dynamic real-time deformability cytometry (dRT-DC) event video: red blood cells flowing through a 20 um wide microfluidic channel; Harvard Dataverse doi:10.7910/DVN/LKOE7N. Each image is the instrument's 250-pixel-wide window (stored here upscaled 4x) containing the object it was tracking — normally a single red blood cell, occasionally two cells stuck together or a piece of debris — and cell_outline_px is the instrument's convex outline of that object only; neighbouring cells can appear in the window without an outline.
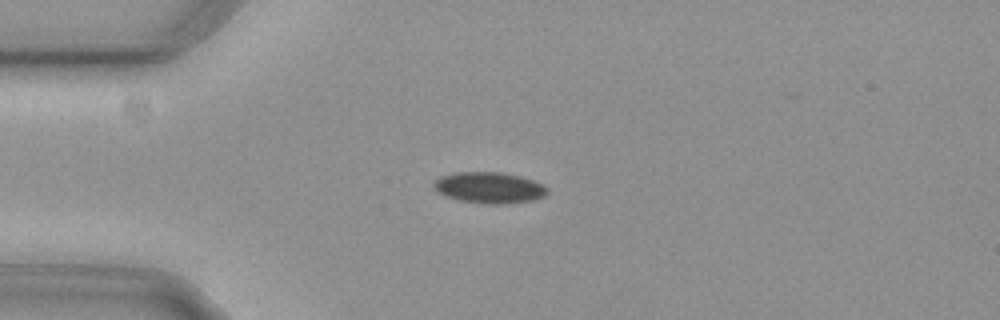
{"species": "common noctule bat (a hibernating species)", "species_latin": "Nyctalus noctula", "temperature_condition": "cold", "stored_images_in_passage": 7, "camera_frame_rate_fps": 3000, "um_per_image_px": 0.085, "animal": {"sex": "female", "body_mass_g": 29.2, "forearm_length_mm": 56.3}, "frame": {"image": 1, "passage_image": 2, "time_ms": 0.333, "image_size_px": [1000, 320], "cell_outline_px": [[548, 192], [544, 196], [532, 200], [508, 204], [488, 204], [460, 200], [444, 196], [436, 192], [432, 188], [432, 180], [440, 176], [456, 172], [500, 172], [520, 176], [544, 184], [548, 188]], "centroid_in_image_um": [41.54, 15.95], "position_along_channel_um": 43.5, "area_um2": 20.92}}
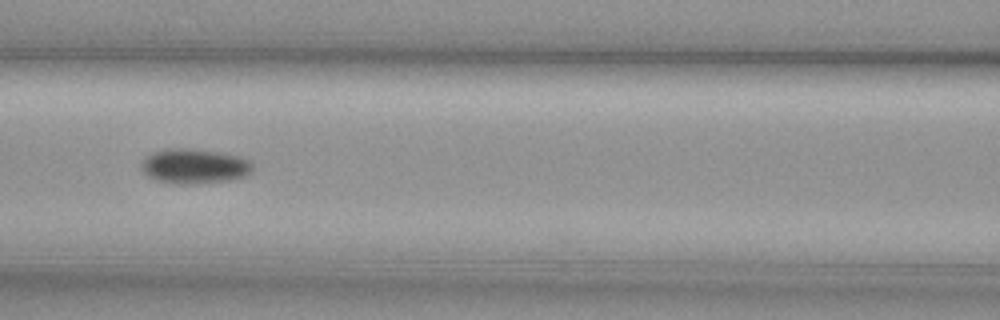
{"frame": {"image": 2, "passage_image": 5, "time_ms": 1.333, "image_size_px": [1000, 320], "cell_outline_px": [[252, 172], [244, 176], [228, 180], [188, 184], [172, 184], [156, 180], [148, 176], [144, 172], [144, 160], [152, 152], [168, 148], [192, 148], [220, 152], [240, 156], [248, 160], [252, 164]], "centroid_in_image_um": [16.55, 14.12], "position_along_channel_um": 150.1, "area_um2": 22.43}}
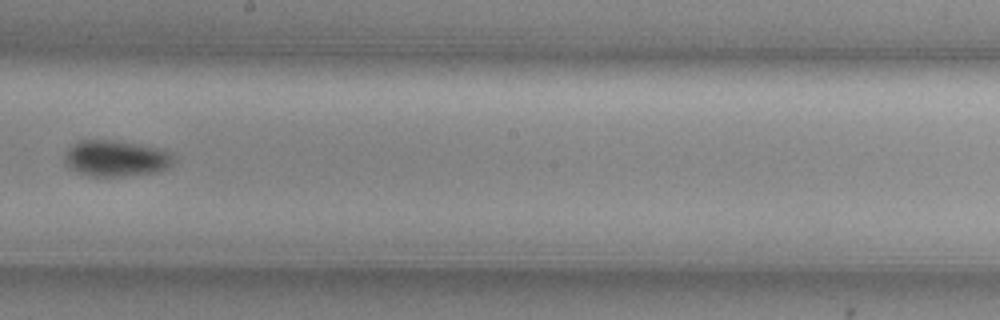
{"frame": {"image": 3, "passage_image": 7, "time_ms": 2.0, "image_size_px": [1000, 320], "cell_outline_px": [[172, 164], [168, 168], [156, 172], [124, 176], [92, 176], [68, 168], [64, 160], [64, 152], [72, 144], [80, 140], [116, 140], [140, 144], [172, 152]], "centroid_in_image_um": [9.83, 13.45], "position_along_channel_um": 238.4, "area_um2": 23.0}}